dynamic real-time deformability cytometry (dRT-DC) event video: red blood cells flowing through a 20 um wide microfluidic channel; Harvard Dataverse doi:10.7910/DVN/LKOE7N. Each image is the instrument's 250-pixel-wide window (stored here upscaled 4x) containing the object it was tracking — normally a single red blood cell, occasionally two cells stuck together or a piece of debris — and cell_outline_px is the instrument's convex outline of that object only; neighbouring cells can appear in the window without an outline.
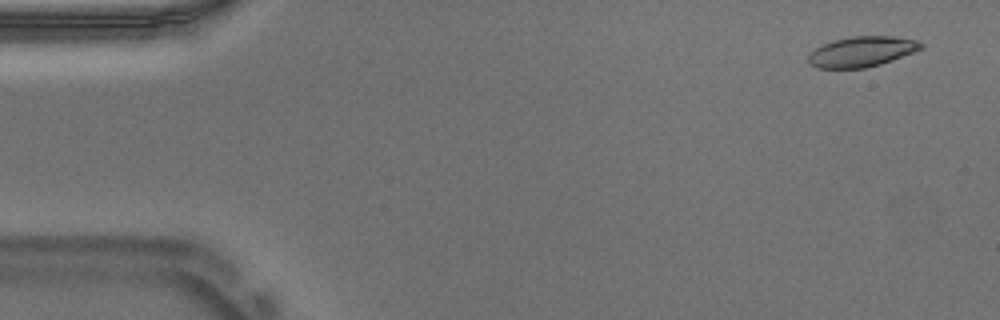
{"species": "Egyptian fruit bat (a non-hibernating species)", "species_latin": "Rousettus aegyptiacus", "temperature_condition": "warm", "stored_images_in_passage": 54, "camera_frame_rate_fps": 3000, "um_per_image_px": 0.085, "animal": {"sex": "male"}, "frame": {"image": 1, "passage_image": 3, "time_ms": 0.667, "image_size_px": [1000, 320], "cell_outline_px": [[924, 48], [880, 64], [864, 68], [816, 68], [808, 64], [808, 56], [816, 48], [832, 40], [852, 36], [892, 36], [920, 40], [924, 44]], "centroid_in_image_um": [73.26, 4.38], "position_along_channel_um": 11.7, "area_um2": 19.94}}
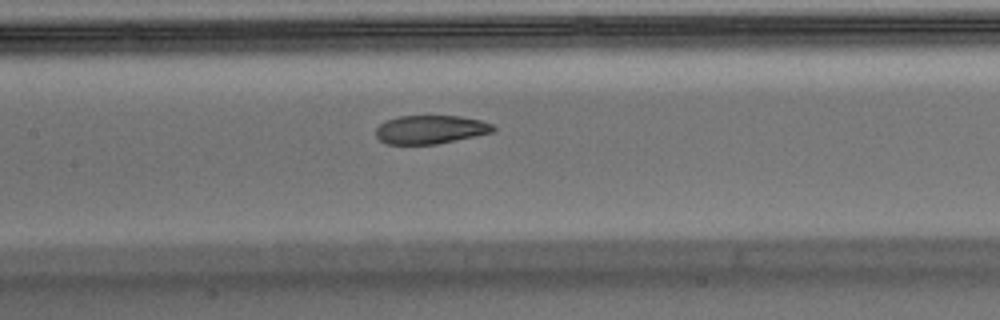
{"frame": {"image": 2, "passage_image": 25, "time_ms": 8.0, "image_size_px": [1000, 320], "cell_outline_px": [[496, 132], [436, 144], [388, 144], [380, 140], [376, 136], [376, 128], [380, 124], [396, 116], [460, 116], [480, 120], [492, 124], [496, 128]], "centroid_in_image_um": [36.62, 11.01], "position_along_channel_um": 170.8, "area_um2": 19.54}}
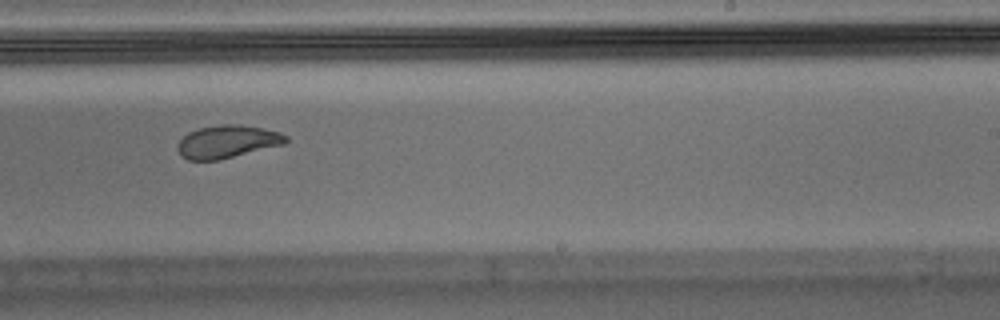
{"frame": {"image": 3, "passage_image": 33, "time_ms": 10.667, "image_size_px": [1000, 320], "cell_outline_px": [[288, 140], [284, 144], [220, 160], [188, 160], [180, 156], [176, 148], [180, 140], [188, 132], [200, 128], [224, 124], [240, 124], [280, 132], [288, 136]], "centroid_in_image_um": [19.31, 12.05], "position_along_channel_um": 269.7, "area_um2": 20.69}, "authors_computed_cell_mechanics": {"area_um2": 21.0103, "velocity_mm_per_s": 3.7174, "shape_relaxation_time_tau1_ms": 6.3867, "shape_relaxation_time_tau2_ms": 1.787, "deformation_change_tau1": 0.1725, "deformation_change_tau2": 0.0675}}